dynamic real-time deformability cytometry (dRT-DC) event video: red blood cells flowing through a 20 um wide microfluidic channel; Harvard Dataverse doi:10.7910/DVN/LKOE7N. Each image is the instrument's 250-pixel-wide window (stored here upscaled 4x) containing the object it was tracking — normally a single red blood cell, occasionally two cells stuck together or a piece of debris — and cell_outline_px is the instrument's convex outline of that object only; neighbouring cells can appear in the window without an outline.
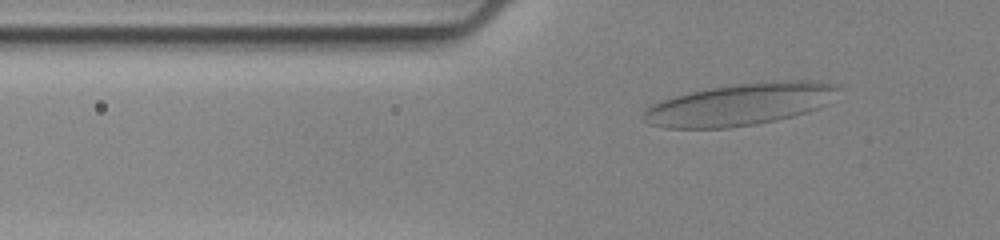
{"species": "human", "species_latin": "Homo sapiens", "temperature_condition": "cold", "stored_images_in_passage": 41, "camera_frame_rate_fps": 3000, "um_per_image_px": 0.085, "donor": {"sex": "female"}, "frame": {"image": 1, "passage_image": 2, "time_ms": 0.333, "image_size_px": [1000, 240], "cell_outline_px": [[840, 88], [824, 104], [816, 108], [792, 116], [776, 120], [756, 124], [728, 128], [664, 128], [648, 124], [644, 120], [644, 108], [652, 104], [676, 96], [692, 92], [712, 88], [736, 84], [776, 80], [820, 80], [836, 84]], "centroid_in_image_um": [62.89, 8.87], "position_along_channel_um": 62.9, "area_um2": 47.34}}
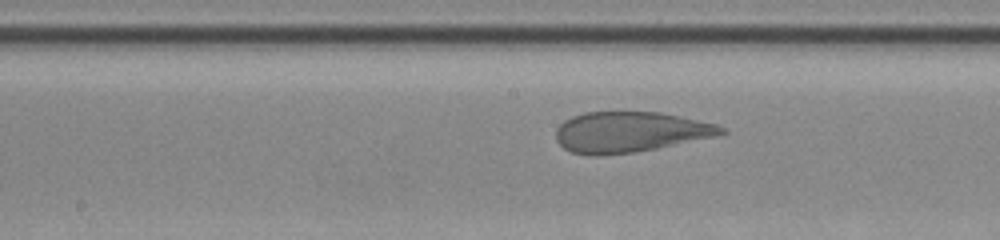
{"frame": {"image": 2, "passage_image": 15, "time_ms": 4.667, "image_size_px": [1000, 240], "cell_outline_px": [[728, 132], [716, 136], [656, 148], [632, 152], [600, 156], [596, 156], [572, 152], [564, 148], [556, 140], [556, 128], [564, 120], [572, 116], [584, 112], [660, 112], [716, 124], [728, 128]], "centroid_in_image_um": [53.54, 11.21], "position_along_channel_um": 194.7, "area_um2": 38.96}}
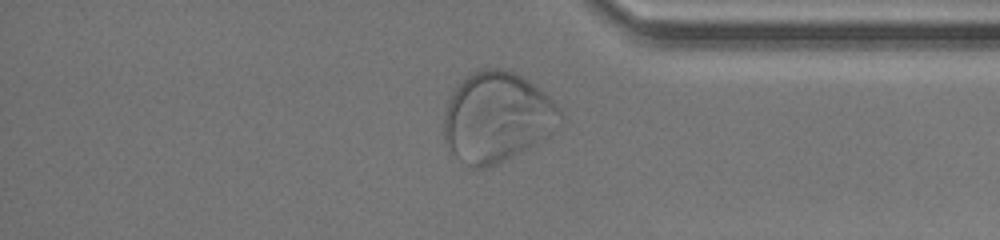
{"frame": {"image": 3, "passage_image": 33, "time_ms": 10.667, "image_size_px": [1000, 240], "cell_outline_px": [[564, 120], [552, 132], [536, 144], [492, 168], [472, 168], [464, 164], [448, 148], [444, 140], [444, 112], [448, 100], [452, 92], [472, 72], [484, 68], [500, 68], [516, 72], [540, 88], [564, 112]], "centroid_in_image_um": [42.26, 9.98], "position_along_channel_um": 392.9, "area_um2": 61.61}}